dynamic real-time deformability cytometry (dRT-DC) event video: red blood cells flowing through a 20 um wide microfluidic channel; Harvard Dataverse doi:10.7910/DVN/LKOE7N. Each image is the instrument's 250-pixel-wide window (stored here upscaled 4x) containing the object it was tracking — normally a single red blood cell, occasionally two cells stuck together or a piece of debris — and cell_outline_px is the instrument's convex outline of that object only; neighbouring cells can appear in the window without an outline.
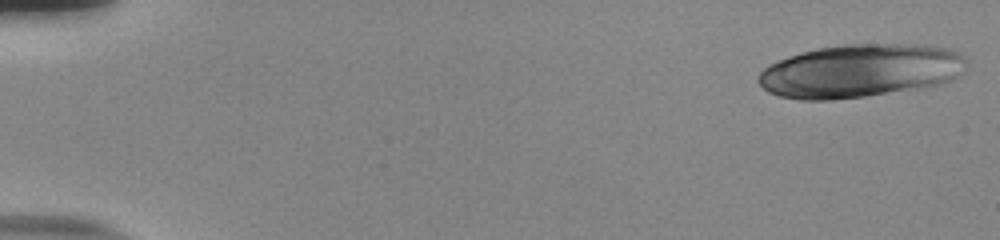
{"species": "human", "species_latin": "Homo sapiens", "temperature_condition": "room temperature", "stored_images_in_passage": 53, "camera_frame_rate_fps": 3000, "um_per_image_px": 0.085, "donor": {"sex": "male"}, "frame": {"image": 1, "passage_image": 1, "time_ms": 0.0, "image_size_px": [1000, 240], "cell_outline_px": [[968, 60], [964, 68], [956, 76], [940, 84], [920, 88], [864, 96], [832, 100], [800, 100], [780, 96], [768, 92], [756, 80], [760, 72], [768, 64], [788, 56], [816, 48], [844, 44], [916, 44], [944, 48], [956, 52], [964, 56]], "centroid_in_image_um": [73.07, 6.02], "position_along_channel_um": 11.9, "area_um2": 64.5}}
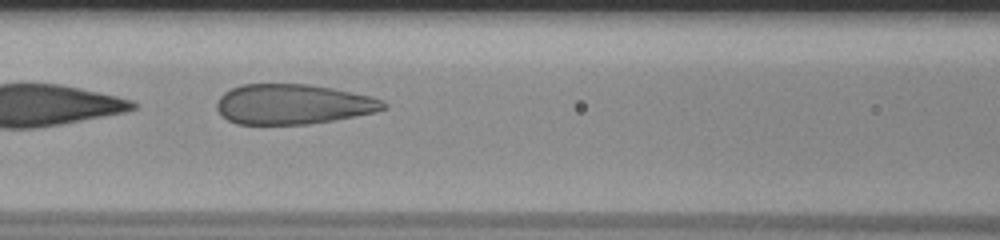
{"frame": {"image": 2, "passage_image": 24, "time_ms": 7.667, "image_size_px": [1000, 240], "cell_outline_px": [[388, 108], [376, 112], [332, 120], [308, 124], [236, 124], [228, 120], [216, 108], [216, 104], [220, 96], [224, 92], [232, 88], [244, 84], [308, 84], [332, 88], [372, 96], [384, 100], [388, 104]], "centroid_in_image_um": [24.94, 8.85], "position_along_channel_um": 141.7, "area_um2": 38.96}}
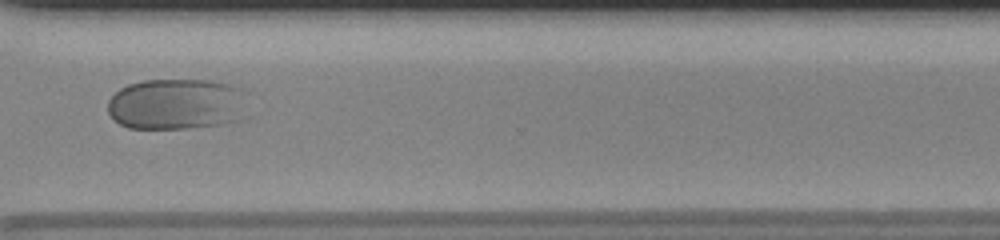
{"frame": {"image": 3, "passage_image": 41, "time_ms": 13.333, "image_size_px": [1000, 240], "cell_outline_px": [[248, 92], [240, 120], [224, 124], [188, 128], [128, 128], [120, 124], [108, 112], [108, 100], [120, 88], [128, 84], [144, 80], [212, 80], [232, 84], [244, 88]], "centroid_in_image_um": [15.06, 8.83], "position_along_channel_um": 355.5, "area_um2": 42.19}}